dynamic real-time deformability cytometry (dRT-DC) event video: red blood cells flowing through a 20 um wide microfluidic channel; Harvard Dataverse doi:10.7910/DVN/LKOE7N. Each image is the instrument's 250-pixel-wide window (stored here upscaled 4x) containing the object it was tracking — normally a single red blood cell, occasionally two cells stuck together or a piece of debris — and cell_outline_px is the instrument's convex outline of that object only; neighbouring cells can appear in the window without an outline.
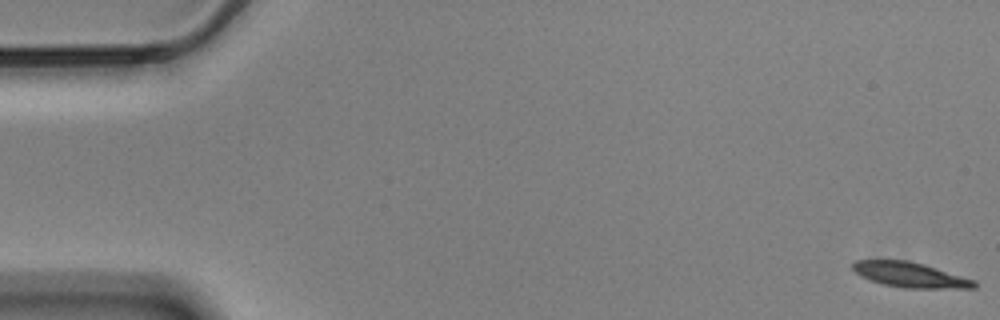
{"species": "Egyptian fruit bat (a non-hibernating species)", "species_latin": "Rousettus aegyptiacus", "temperature_condition": "cold", "stored_images_in_passage": 58, "camera_frame_rate_fps": 3000, "um_per_image_px": 0.085, "animal": {"sex": "male"}, "frame": {"image": 1, "passage_image": 1, "time_ms": 0.0, "image_size_px": [1000, 320], "cell_outline_px": [[976, 288], [904, 288], [884, 284], [868, 280], [860, 276], [852, 268], [852, 264], [856, 260], [908, 260], [924, 264], [976, 280]], "centroid_in_image_um": [77.36, 23.36], "position_along_channel_um": 7.6, "area_um2": 17.8}}
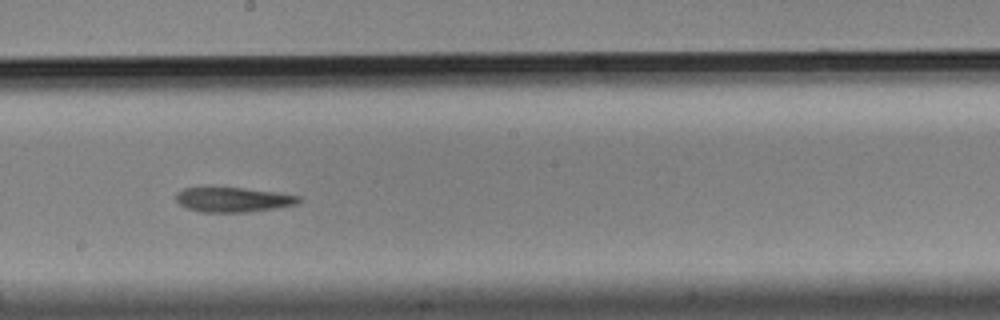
{"frame": {"image": 2, "passage_image": 32, "time_ms": 10.333, "image_size_px": [1000, 320], "cell_outline_px": [[300, 200], [296, 204], [276, 208], [248, 212], [200, 212], [188, 208], [180, 204], [176, 200], [176, 192], [184, 188], [244, 188], [300, 196]], "centroid_in_image_um": [19.79, 16.98], "position_along_channel_um": 228.4, "area_um2": 17.4}}
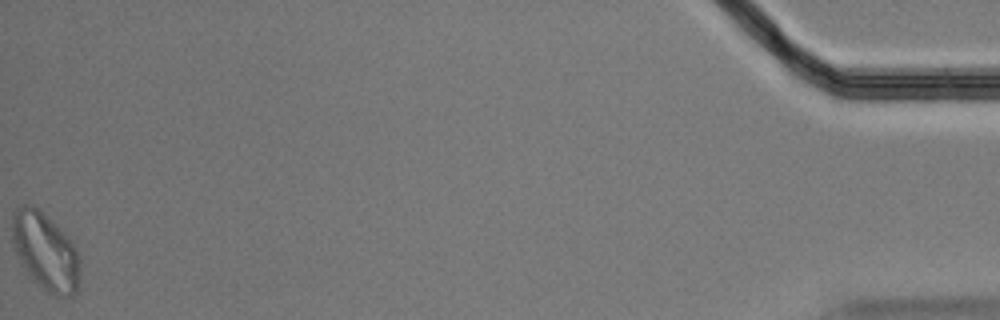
{"frame": {"image": 3, "passage_image": 58, "time_ms": 19.0, "image_size_px": [1000, 320], "cell_outline_px": [[80, 272], [76, 292], [72, 296], [56, 296], [48, 292], [28, 272], [16, 252], [12, 240], [12, 216], [16, 208], [20, 204], [28, 204], [36, 208], [56, 224], [72, 244], [80, 260]], "centroid_in_image_um": [3.86, 21.36], "position_along_channel_um": 431.3, "area_um2": 29.82}, "authors_computed_cell_mechanics": {"area_um2": 18.785, "velocity_mm_per_s": 3.479, "shape_relaxation_time_tau1_ms": null, "shape_relaxation_time_tau2_ms": 6.2172, "deformation_change_tau1": null, "deformation_change_tau2": 0.1598}}